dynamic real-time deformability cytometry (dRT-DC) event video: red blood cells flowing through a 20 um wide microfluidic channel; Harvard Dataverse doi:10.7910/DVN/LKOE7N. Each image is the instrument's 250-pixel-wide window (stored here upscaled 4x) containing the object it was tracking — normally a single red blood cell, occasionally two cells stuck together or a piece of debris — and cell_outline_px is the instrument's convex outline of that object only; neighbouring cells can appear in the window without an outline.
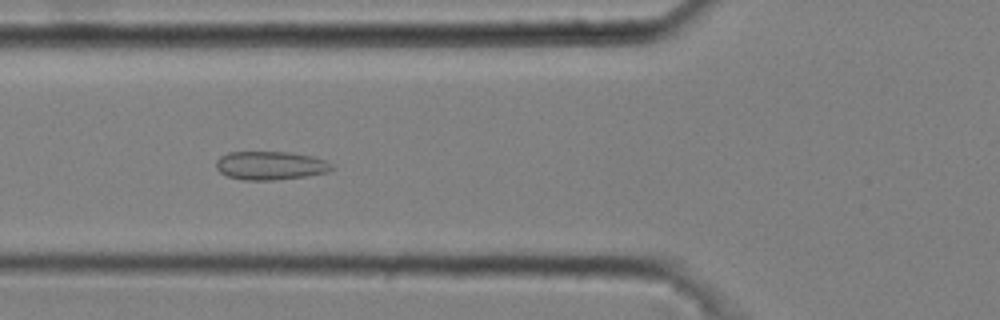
{"species": "common noctule bat (a hibernating species)", "species_latin": "Nyctalus noctula", "temperature_condition": "cold", "stored_images_in_passage": 10, "camera_frame_rate_fps": 3000, "um_per_image_px": 0.085, "animal": {"sex": "male", "body_mass_g": 20.4}, "frame": {"image": 1, "passage_image": 6, "time_ms": 1.667, "image_size_px": [1000, 320], "cell_outline_px": [[336, 168], [328, 172], [304, 176], [272, 180], [244, 180], [228, 176], [220, 172], [216, 168], [216, 160], [220, 156], [228, 152], [288, 152], [312, 156], [324, 160], [332, 164]], "centroid_in_image_um": [22.98, 14.06], "position_along_channel_um": 102.8, "area_um2": 19.19}}
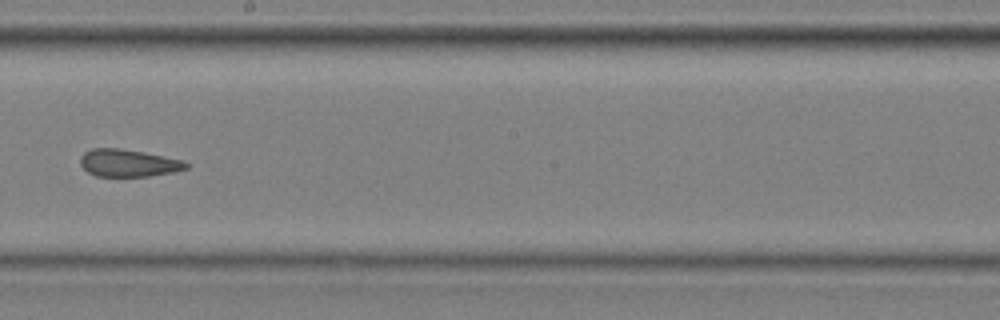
{"frame": {"image": 2, "passage_image": 9, "time_ms": 2.667, "image_size_px": [1000, 320], "cell_outline_px": [[188, 168], [172, 172], [148, 176], [96, 176], [88, 172], [80, 164], [80, 156], [84, 152], [92, 148], [120, 148], [144, 152], [180, 160], [188, 164]], "centroid_in_image_um": [10.85, 13.85], "position_along_channel_um": 237.3, "area_um2": 16.7}}
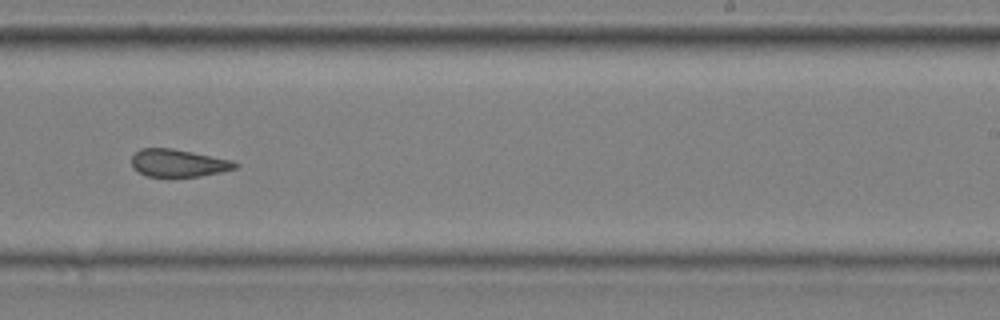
{"frame": {"image": 3, "passage_image": 10, "time_ms": 3.0, "image_size_px": [1000, 320], "cell_outline_px": [[240, 164], [236, 168], [220, 172], [200, 176], [148, 176], [132, 168], [132, 156], [140, 148], [172, 148], [232, 160]], "centroid_in_image_um": [15.16, 13.85], "position_along_channel_um": 273.8, "area_um2": 16.47}}